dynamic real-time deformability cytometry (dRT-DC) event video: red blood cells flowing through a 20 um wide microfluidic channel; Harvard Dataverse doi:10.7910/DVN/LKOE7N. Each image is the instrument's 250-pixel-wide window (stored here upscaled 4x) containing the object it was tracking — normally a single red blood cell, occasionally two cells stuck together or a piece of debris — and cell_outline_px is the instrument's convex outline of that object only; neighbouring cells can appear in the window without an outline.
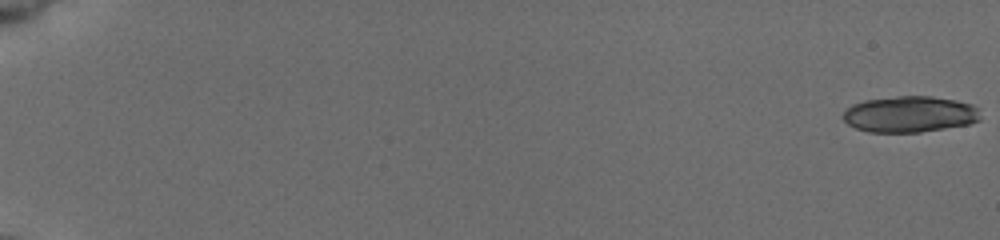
{"species": "common noctule bat (a hibernating species)", "species_latin": "Nyctalus noctula", "temperature_condition": "cold", "stored_images_in_passage": 57, "camera_frame_rate_fps": 3000, "um_per_image_px": 0.085, "animal": {"sex": "female", "body_mass_g": 19.5, "forearm_length_mm": 54.1}, "frame": {"image": 1, "passage_image": 1, "time_ms": 0.0, "image_size_px": [1000, 240], "cell_outline_px": [[980, 120], [968, 124], [920, 132], [868, 132], [856, 128], [848, 124], [844, 120], [844, 112], [852, 104], [864, 100], [896, 96], [932, 96], [956, 100], [972, 104], [976, 108], [980, 116]], "centroid_in_image_um": [77.32, 9.7], "position_along_channel_um": 7.7, "area_um2": 28.84}}
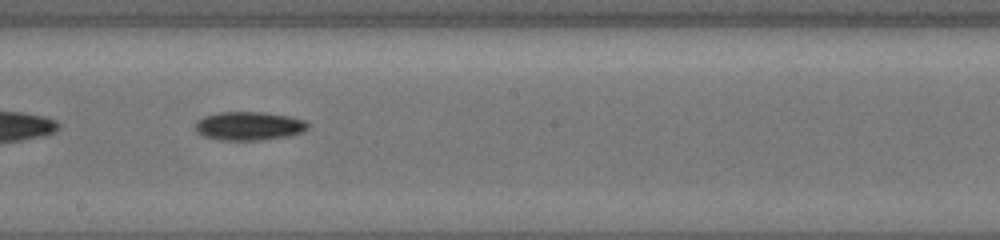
{"frame": {"image": 2, "passage_image": 35, "time_ms": 11.333, "image_size_px": [1000, 240], "cell_outline_px": [[308, 128], [300, 132], [288, 136], [260, 140], [220, 140], [204, 136], [196, 132], [196, 120], [204, 116], [220, 112], [264, 112], [288, 116], [304, 120], [308, 124]], "centroid_in_image_um": [21.13, 10.7], "position_along_channel_um": 227.1, "area_um2": 18.67}}
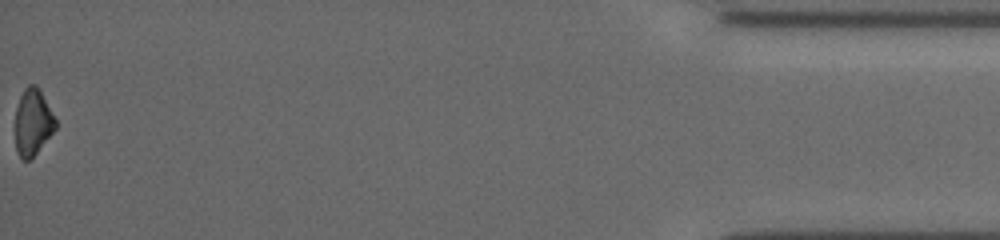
{"frame": {"image": 3, "passage_image": 57, "time_ms": 18.667, "image_size_px": [1000, 240], "cell_outline_px": [[56, 128], [36, 152], [28, 160], [24, 160], [16, 152], [16, 108], [20, 96], [24, 88], [28, 84], [36, 84], [56, 120]], "centroid_in_image_um": [2.77, 10.36], "position_along_channel_um": 432.4, "area_um2": 15.2}, "authors_computed_cell_mechanics": {"area_um2": 18.6116, "velocity_mm_per_s": 3.8819, "shape_relaxation_time_tau1_ms": 2.651, "shape_relaxation_time_tau2_ms": null, "deformation_change_tau1": 0.1046, "deformation_change_tau2": null}}